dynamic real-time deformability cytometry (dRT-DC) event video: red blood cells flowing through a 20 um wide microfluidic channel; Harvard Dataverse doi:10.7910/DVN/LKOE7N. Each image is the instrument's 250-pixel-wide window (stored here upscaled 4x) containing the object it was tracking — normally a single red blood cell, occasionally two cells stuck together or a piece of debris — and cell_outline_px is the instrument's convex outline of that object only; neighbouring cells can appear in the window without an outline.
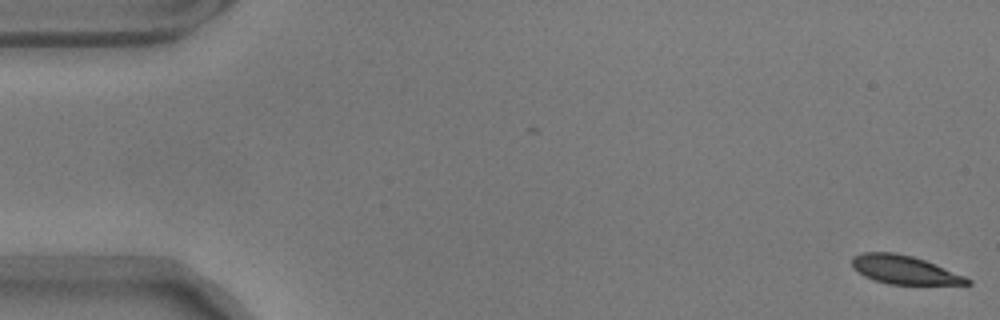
{"species": "common noctule bat (a hibernating species)", "species_latin": "Nyctalus noctula", "temperature_condition": "warm", "stored_images_in_passage": 57, "camera_frame_rate_fps": 3000, "um_per_image_px": 0.085, "animal": {"sex": "male", "body_mass_g": 17.9}, "frame": {"image": 1, "passage_image": 1, "time_ms": 0.0, "image_size_px": [1000, 320], "cell_outline_px": [[972, 284], [888, 284], [872, 280], [864, 276], [852, 268], [852, 256], [864, 252], [892, 252], [912, 256], [924, 260], [964, 276], [972, 280]], "centroid_in_image_um": [76.81, 22.93], "position_along_channel_um": 8.2, "area_um2": 19.02}}
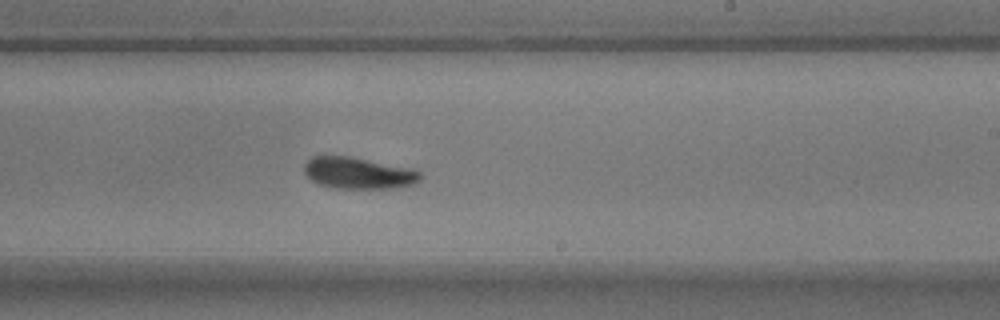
{"frame": {"image": 2, "passage_image": 34, "time_ms": 11.0, "image_size_px": [1000, 320], "cell_outline_px": [[420, 180], [416, 184], [396, 188], [332, 188], [316, 184], [304, 172], [304, 164], [312, 156], [348, 156], [404, 168], [420, 172]], "centroid_in_image_um": [30.39, 14.73], "position_along_channel_um": 258.6, "area_um2": 20.98}}
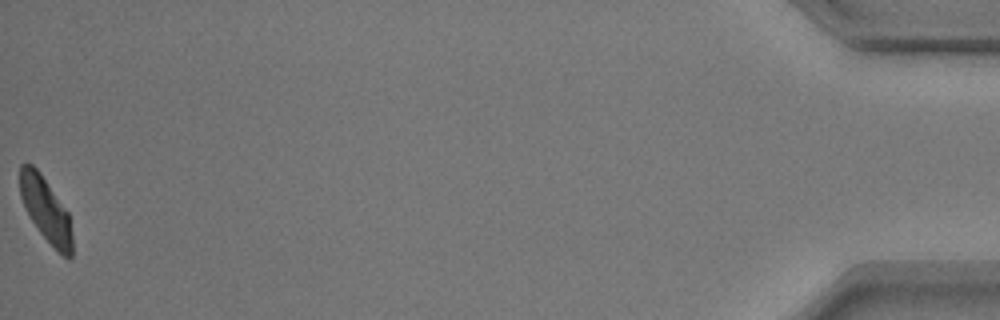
{"frame": {"image": 3, "passage_image": 57, "time_ms": 18.667, "image_size_px": [1000, 320], "cell_outline_px": [[72, 256], [68, 260], [40, 232], [32, 220], [20, 196], [20, 164], [32, 164], [40, 172], [68, 212], [72, 236]], "centroid_in_image_um": [3.9, 17.8], "position_along_channel_um": 431.3, "area_um2": 19.07}, "authors_computed_cell_mechanics": {"area_um2": 20.9814, "velocity_mm_per_s": 3.5369, "shape_relaxation_time_tau1_ms": 2.9321, "shape_relaxation_time_tau2_ms": 2.4785, "deformation_change_tau1": 0.1152, "deformation_change_tau2": 0.0654}}